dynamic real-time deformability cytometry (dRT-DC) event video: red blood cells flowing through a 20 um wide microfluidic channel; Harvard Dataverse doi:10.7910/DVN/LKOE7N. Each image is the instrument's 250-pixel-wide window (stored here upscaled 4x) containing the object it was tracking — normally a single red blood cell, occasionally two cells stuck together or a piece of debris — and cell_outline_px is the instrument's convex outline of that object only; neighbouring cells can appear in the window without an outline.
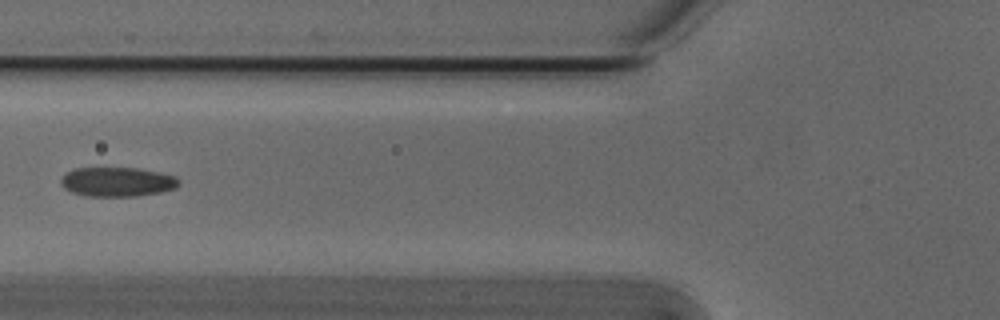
{"species": "Egyptian fruit bat (a non-hibernating species)", "species_latin": "Rousettus aegyptiacus", "temperature_condition": "cold", "stored_images_in_passage": 3, "camera_frame_rate_fps": 3000, "um_per_image_px": 0.085, "animal": {"sex": "male"}, "frame": {"image": 1, "passage_image": 3, "time_ms": 0.667, "image_size_px": [1000, 320], "cell_outline_px": [[180, 184], [176, 188], [160, 192], [136, 196], [84, 196], [72, 192], [64, 188], [60, 184], [60, 176], [64, 172], [76, 168], [136, 168], [176, 176], [180, 180]], "centroid_in_image_um": [9.92, 15.46], "position_along_channel_um": 115.9, "area_um2": 20.35}}